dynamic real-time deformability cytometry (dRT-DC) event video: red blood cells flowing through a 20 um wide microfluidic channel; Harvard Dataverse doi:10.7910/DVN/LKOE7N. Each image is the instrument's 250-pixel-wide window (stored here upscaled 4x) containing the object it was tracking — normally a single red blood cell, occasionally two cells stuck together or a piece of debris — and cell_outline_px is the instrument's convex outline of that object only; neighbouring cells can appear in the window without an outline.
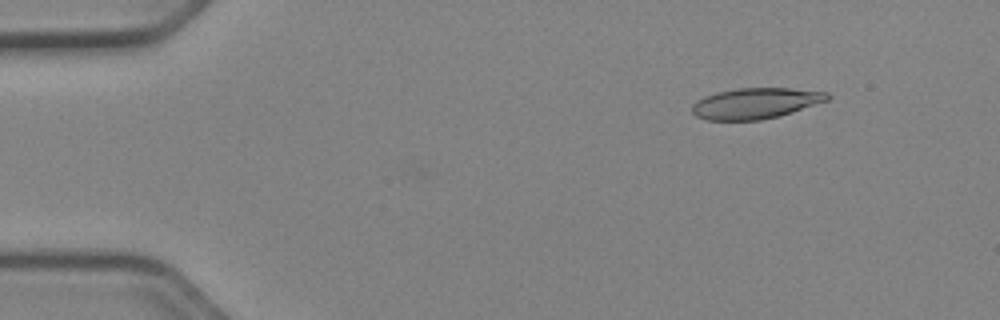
{"species": "Egyptian fruit bat (a non-hibernating species)", "species_latin": "Rousettus aegyptiacus", "temperature_condition": "cold", "stored_images_in_passage": 51, "camera_frame_rate_fps": 3000, "um_per_image_px": 0.085, "animal": {"sex": "female"}, "frame": {"image": 1, "passage_image": 6, "time_ms": 1.667, "image_size_px": [1000, 320], "cell_outline_px": [[832, 96], [828, 100], [780, 116], [760, 120], [704, 120], [696, 116], [692, 112], [692, 104], [696, 100], [704, 96], [716, 92], [736, 88], [792, 88], [828, 92]], "centroid_in_image_um": [64.21, 8.78], "position_along_channel_um": 20.8, "area_um2": 24.51}}
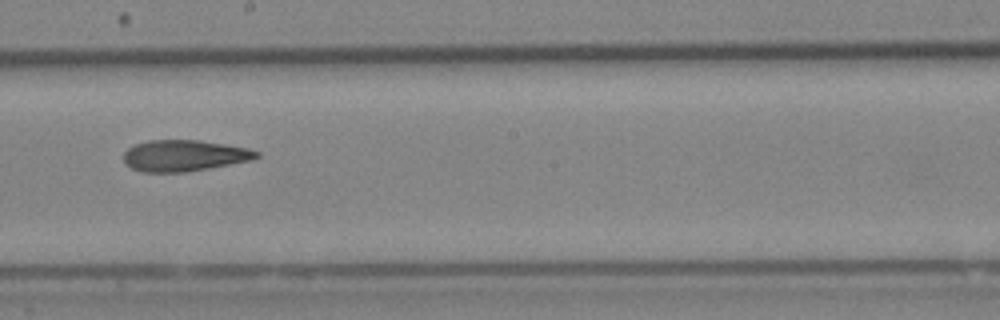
{"frame": {"image": 2, "passage_image": 29, "time_ms": 9.333, "image_size_px": [1000, 320], "cell_outline_px": [[260, 156], [252, 160], [208, 168], [184, 172], [140, 172], [124, 164], [124, 152], [128, 148], [136, 144], [148, 140], [200, 140], [248, 148], [260, 152]], "centroid_in_image_um": [15.65, 13.22], "position_along_channel_um": 232.6, "area_um2": 24.22}}
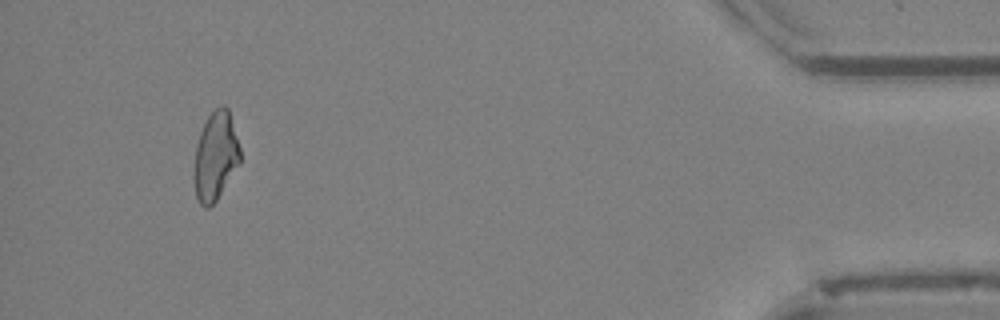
{"frame": {"image": 3, "passage_image": 48, "time_ms": 15.667, "image_size_px": [1000, 320], "cell_outline_px": [[240, 164], [216, 200], [208, 208], [204, 208], [200, 204], [196, 196], [196, 144], [200, 132], [208, 116], [220, 104], [224, 104], [228, 108], [240, 148]], "centroid_in_image_um": [18.35, 13.24], "position_along_channel_um": 416.8, "area_um2": 23.24}, "authors_computed_cell_mechanics": {"area_um2": 24.6806, "velocity_mm_per_s": 3.9541, "shape_relaxation_time_tau1_ms": 8.9827, "shape_relaxation_time_tau2_ms": 7.9288, "deformation_change_tau1": 0.2082, "deformation_change_tau2": 0.2012}}